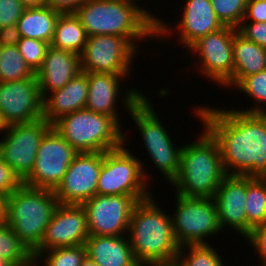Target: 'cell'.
I'll return each instance as SVG.
<instances>
[{
    "label": "cell",
    "mask_w": 266,
    "mask_h": 266,
    "mask_svg": "<svg viewBox=\"0 0 266 266\" xmlns=\"http://www.w3.org/2000/svg\"><path fill=\"white\" fill-rule=\"evenodd\" d=\"M17 46L26 64L36 73L50 44L37 39L21 37Z\"/></svg>",
    "instance_id": "obj_34"
},
{
    "label": "cell",
    "mask_w": 266,
    "mask_h": 266,
    "mask_svg": "<svg viewBox=\"0 0 266 266\" xmlns=\"http://www.w3.org/2000/svg\"><path fill=\"white\" fill-rule=\"evenodd\" d=\"M237 90H241L252 98L254 108L240 109L238 111L246 113L266 114V69L263 71L245 77L237 86Z\"/></svg>",
    "instance_id": "obj_32"
},
{
    "label": "cell",
    "mask_w": 266,
    "mask_h": 266,
    "mask_svg": "<svg viewBox=\"0 0 266 266\" xmlns=\"http://www.w3.org/2000/svg\"><path fill=\"white\" fill-rule=\"evenodd\" d=\"M223 263L213 246L198 244L181 246L175 264L177 266H224Z\"/></svg>",
    "instance_id": "obj_30"
},
{
    "label": "cell",
    "mask_w": 266,
    "mask_h": 266,
    "mask_svg": "<svg viewBox=\"0 0 266 266\" xmlns=\"http://www.w3.org/2000/svg\"><path fill=\"white\" fill-rule=\"evenodd\" d=\"M6 224V206L0 205V228Z\"/></svg>",
    "instance_id": "obj_44"
},
{
    "label": "cell",
    "mask_w": 266,
    "mask_h": 266,
    "mask_svg": "<svg viewBox=\"0 0 266 266\" xmlns=\"http://www.w3.org/2000/svg\"><path fill=\"white\" fill-rule=\"evenodd\" d=\"M87 215L82 205L58 204L45 228L33 258L44 250L85 244L89 237Z\"/></svg>",
    "instance_id": "obj_17"
},
{
    "label": "cell",
    "mask_w": 266,
    "mask_h": 266,
    "mask_svg": "<svg viewBox=\"0 0 266 266\" xmlns=\"http://www.w3.org/2000/svg\"><path fill=\"white\" fill-rule=\"evenodd\" d=\"M85 257L86 249L84 244L72 247L52 248L39 253L34 258V265H37L42 258L45 264L43 266H81Z\"/></svg>",
    "instance_id": "obj_31"
},
{
    "label": "cell",
    "mask_w": 266,
    "mask_h": 266,
    "mask_svg": "<svg viewBox=\"0 0 266 266\" xmlns=\"http://www.w3.org/2000/svg\"><path fill=\"white\" fill-rule=\"evenodd\" d=\"M197 141L184 144L180 171L170 184L184 197L214 198L216 190L227 175L222 164L218 142L204 128Z\"/></svg>",
    "instance_id": "obj_4"
},
{
    "label": "cell",
    "mask_w": 266,
    "mask_h": 266,
    "mask_svg": "<svg viewBox=\"0 0 266 266\" xmlns=\"http://www.w3.org/2000/svg\"><path fill=\"white\" fill-rule=\"evenodd\" d=\"M183 17L176 23L179 30V40L182 45L189 48L199 38L219 31L223 24L218 20L213 10L211 0H186ZM181 29V30H180Z\"/></svg>",
    "instance_id": "obj_20"
},
{
    "label": "cell",
    "mask_w": 266,
    "mask_h": 266,
    "mask_svg": "<svg viewBox=\"0 0 266 266\" xmlns=\"http://www.w3.org/2000/svg\"><path fill=\"white\" fill-rule=\"evenodd\" d=\"M74 13L87 36H122L136 49L139 41L156 38V25L136 5L128 2L88 0Z\"/></svg>",
    "instance_id": "obj_3"
},
{
    "label": "cell",
    "mask_w": 266,
    "mask_h": 266,
    "mask_svg": "<svg viewBox=\"0 0 266 266\" xmlns=\"http://www.w3.org/2000/svg\"><path fill=\"white\" fill-rule=\"evenodd\" d=\"M137 50L125 37L116 35L88 36L80 54L83 72L111 73L129 76ZM135 55V56H134Z\"/></svg>",
    "instance_id": "obj_11"
},
{
    "label": "cell",
    "mask_w": 266,
    "mask_h": 266,
    "mask_svg": "<svg viewBox=\"0 0 266 266\" xmlns=\"http://www.w3.org/2000/svg\"><path fill=\"white\" fill-rule=\"evenodd\" d=\"M152 199L153 195L135 204L127 230L128 241L141 266L174 264L180 246L174 237L171 216Z\"/></svg>",
    "instance_id": "obj_2"
},
{
    "label": "cell",
    "mask_w": 266,
    "mask_h": 266,
    "mask_svg": "<svg viewBox=\"0 0 266 266\" xmlns=\"http://www.w3.org/2000/svg\"><path fill=\"white\" fill-rule=\"evenodd\" d=\"M84 245L86 256L98 266H141L136 261L125 235H90Z\"/></svg>",
    "instance_id": "obj_22"
},
{
    "label": "cell",
    "mask_w": 266,
    "mask_h": 266,
    "mask_svg": "<svg viewBox=\"0 0 266 266\" xmlns=\"http://www.w3.org/2000/svg\"><path fill=\"white\" fill-rule=\"evenodd\" d=\"M103 152H81L72 160L54 190L59 204L82 205L97 194Z\"/></svg>",
    "instance_id": "obj_16"
},
{
    "label": "cell",
    "mask_w": 266,
    "mask_h": 266,
    "mask_svg": "<svg viewBox=\"0 0 266 266\" xmlns=\"http://www.w3.org/2000/svg\"><path fill=\"white\" fill-rule=\"evenodd\" d=\"M25 8L21 0H0V28L16 25Z\"/></svg>",
    "instance_id": "obj_35"
},
{
    "label": "cell",
    "mask_w": 266,
    "mask_h": 266,
    "mask_svg": "<svg viewBox=\"0 0 266 266\" xmlns=\"http://www.w3.org/2000/svg\"><path fill=\"white\" fill-rule=\"evenodd\" d=\"M85 28L75 13H60L50 46L80 55L87 42Z\"/></svg>",
    "instance_id": "obj_26"
},
{
    "label": "cell",
    "mask_w": 266,
    "mask_h": 266,
    "mask_svg": "<svg viewBox=\"0 0 266 266\" xmlns=\"http://www.w3.org/2000/svg\"><path fill=\"white\" fill-rule=\"evenodd\" d=\"M124 145L126 144L118 149L103 152L97 194L152 196L151 191H147L150 177L144 170V162L141 163Z\"/></svg>",
    "instance_id": "obj_8"
},
{
    "label": "cell",
    "mask_w": 266,
    "mask_h": 266,
    "mask_svg": "<svg viewBox=\"0 0 266 266\" xmlns=\"http://www.w3.org/2000/svg\"><path fill=\"white\" fill-rule=\"evenodd\" d=\"M52 127L79 153L111 151L127 142L123 126L86 108L60 117Z\"/></svg>",
    "instance_id": "obj_7"
},
{
    "label": "cell",
    "mask_w": 266,
    "mask_h": 266,
    "mask_svg": "<svg viewBox=\"0 0 266 266\" xmlns=\"http://www.w3.org/2000/svg\"><path fill=\"white\" fill-rule=\"evenodd\" d=\"M150 196L98 195L85 201L89 235H127L131 213L138 201ZM122 234V235H121Z\"/></svg>",
    "instance_id": "obj_13"
},
{
    "label": "cell",
    "mask_w": 266,
    "mask_h": 266,
    "mask_svg": "<svg viewBox=\"0 0 266 266\" xmlns=\"http://www.w3.org/2000/svg\"><path fill=\"white\" fill-rule=\"evenodd\" d=\"M27 78H36V76L26 64L18 46H1L0 82L18 81Z\"/></svg>",
    "instance_id": "obj_29"
},
{
    "label": "cell",
    "mask_w": 266,
    "mask_h": 266,
    "mask_svg": "<svg viewBox=\"0 0 266 266\" xmlns=\"http://www.w3.org/2000/svg\"><path fill=\"white\" fill-rule=\"evenodd\" d=\"M20 39L21 36L17 24L0 28V47L17 45Z\"/></svg>",
    "instance_id": "obj_42"
},
{
    "label": "cell",
    "mask_w": 266,
    "mask_h": 266,
    "mask_svg": "<svg viewBox=\"0 0 266 266\" xmlns=\"http://www.w3.org/2000/svg\"><path fill=\"white\" fill-rule=\"evenodd\" d=\"M242 21L266 22V0H248Z\"/></svg>",
    "instance_id": "obj_39"
},
{
    "label": "cell",
    "mask_w": 266,
    "mask_h": 266,
    "mask_svg": "<svg viewBox=\"0 0 266 266\" xmlns=\"http://www.w3.org/2000/svg\"><path fill=\"white\" fill-rule=\"evenodd\" d=\"M157 266H171V264H168V265H157Z\"/></svg>",
    "instance_id": "obj_48"
},
{
    "label": "cell",
    "mask_w": 266,
    "mask_h": 266,
    "mask_svg": "<svg viewBox=\"0 0 266 266\" xmlns=\"http://www.w3.org/2000/svg\"><path fill=\"white\" fill-rule=\"evenodd\" d=\"M245 239H248L249 244H252L255 252L260 255L261 263H263L261 266H266V223L253 228Z\"/></svg>",
    "instance_id": "obj_38"
},
{
    "label": "cell",
    "mask_w": 266,
    "mask_h": 266,
    "mask_svg": "<svg viewBox=\"0 0 266 266\" xmlns=\"http://www.w3.org/2000/svg\"><path fill=\"white\" fill-rule=\"evenodd\" d=\"M247 236L252 229L266 223V179L247 176Z\"/></svg>",
    "instance_id": "obj_27"
},
{
    "label": "cell",
    "mask_w": 266,
    "mask_h": 266,
    "mask_svg": "<svg viewBox=\"0 0 266 266\" xmlns=\"http://www.w3.org/2000/svg\"><path fill=\"white\" fill-rule=\"evenodd\" d=\"M175 195L176 212L171 219L178 245L209 244L205 238L222 231L214 199Z\"/></svg>",
    "instance_id": "obj_9"
},
{
    "label": "cell",
    "mask_w": 266,
    "mask_h": 266,
    "mask_svg": "<svg viewBox=\"0 0 266 266\" xmlns=\"http://www.w3.org/2000/svg\"><path fill=\"white\" fill-rule=\"evenodd\" d=\"M59 14L60 12L48 5L25 8L17 22L20 36L41 40L50 44Z\"/></svg>",
    "instance_id": "obj_25"
},
{
    "label": "cell",
    "mask_w": 266,
    "mask_h": 266,
    "mask_svg": "<svg viewBox=\"0 0 266 266\" xmlns=\"http://www.w3.org/2000/svg\"><path fill=\"white\" fill-rule=\"evenodd\" d=\"M88 0H47V5L60 13H74Z\"/></svg>",
    "instance_id": "obj_41"
},
{
    "label": "cell",
    "mask_w": 266,
    "mask_h": 266,
    "mask_svg": "<svg viewBox=\"0 0 266 266\" xmlns=\"http://www.w3.org/2000/svg\"><path fill=\"white\" fill-rule=\"evenodd\" d=\"M81 266H98V265L95 264L94 261H92L90 258H88V257L86 256L85 259L82 261Z\"/></svg>",
    "instance_id": "obj_45"
},
{
    "label": "cell",
    "mask_w": 266,
    "mask_h": 266,
    "mask_svg": "<svg viewBox=\"0 0 266 266\" xmlns=\"http://www.w3.org/2000/svg\"><path fill=\"white\" fill-rule=\"evenodd\" d=\"M123 98L126 111L137 125L143 138V143L148 155L152 159L155 167L163 173L169 185L176 179L180 171L181 147H175L171 135L163 126L156 114L150 100L139 90L129 89L124 93Z\"/></svg>",
    "instance_id": "obj_5"
},
{
    "label": "cell",
    "mask_w": 266,
    "mask_h": 266,
    "mask_svg": "<svg viewBox=\"0 0 266 266\" xmlns=\"http://www.w3.org/2000/svg\"><path fill=\"white\" fill-rule=\"evenodd\" d=\"M26 8L43 7L47 5V0H21Z\"/></svg>",
    "instance_id": "obj_43"
},
{
    "label": "cell",
    "mask_w": 266,
    "mask_h": 266,
    "mask_svg": "<svg viewBox=\"0 0 266 266\" xmlns=\"http://www.w3.org/2000/svg\"><path fill=\"white\" fill-rule=\"evenodd\" d=\"M43 116L37 78L0 82V125L30 123Z\"/></svg>",
    "instance_id": "obj_15"
},
{
    "label": "cell",
    "mask_w": 266,
    "mask_h": 266,
    "mask_svg": "<svg viewBox=\"0 0 266 266\" xmlns=\"http://www.w3.org/2000/svg\"><path fill=\"white\" fill-rule=\"evenodd\" d=\"M78 153L51 127L40 142L33 169L23 184L54 191Z\"/></svg>",
    "instance_id": "obj_12"
},
{
    "label": "cell",
    "mask_w": 266,
    "mask_h": 266,
    "mask_svg": "<svg viewBox=\"0 0 266 266\" xmlns=\"http://www.w3.org/2000/svg\"><path fill=\"white\" fill-rule=\"evenodd\" d=\"M88 96L85 108L96 113L112 117L120 126L121 121L117 113L116 99L119 96V81L124 76L111 73L87 72ZM122 79V80H121Z\"/></svg>",
    "instance_id": "obj_23"
},
{
    "label": "cell",
    "mask_w": 266,
    "mask_h": 266,
    "mask_svg": "<svg viewBox=\"0 0 266 266\" xmlns=\"http://www.w3.org/2000/svg\"><path fill=\"white\" fill-rule=\"evenodd\" d=\"M237 31L246 39L266 49V22L242 21Z\"/></svg>",
    "instance_id": "obj_36"
},
{
    "label": "cell",
    "mask_w": 266,
    "mask_h": 266,
    "mask_svg": "<svg viewBox=\"0 0 266 266\" xmlns=\"http://www.w3.org/2000/svg\"><path fill=\"white\" fill-rule=\"evenodd\" d=\"M58 204L53 190L22 184L5 198L6 224L32 252L40 244Z\"/></svg>",
    "instance_id": "obj_6"
},
{
    "label": "cell",
    "mask_w": 266,
    "mask_h": 266,
    "mask_svg": "<svg viewBox=\"0 0 266 266\" xmlns=\"http://www.w3.org/2000/svg\"><path fill=\"white\" fill-rule=\"evenodd\" d=\"M246 197L247 176L226 175L213 198L222 230L228 226L244 238L247 237Z\"/></svg>",
    "instance_id": "obj_18"
},
{
    "label": "cell",
    "mask_w": 266,
    "mask_h": 266,
    "mask_svg": "<svg viewBox=\"0 0 266 266\" xmlns=\"http://www.w3.org/2000/svg\"><path fill=\"white\" fill-rule=\"evenodd\" d=\"M43 98V116L51 125L60 117L84 109L88 96L87 72L81 71L63 88Z\"/></svg>",
    "instance_id": "obj_21"
},
{
    "label": "cell",
    "mask_w": 266,
    "mask_h": 266,
    "mask_svg": "<svg viewBox=\"0 0 266 266\" xmlns=\"http://www.w3.org/2000/svg\"><path fill=\"white\" fill-rule=\"evenodd\" d=\"M236 31V28L224 26L199 38L188 48L193 55L199 56L201 74L224 87L233 77V37Z\"/></svg>",
    "instance_id": "obj_14"
},
{
    "label": "cell",
    "mask_w": 266,
    "mask_h": 266,
    "mask_svg": "<svg viewBox=\"0 0 266 266\" xmlns=\"http://www.w3.org/2000/svg\"><path fill=\"white\" fill-rule=\"evenodd\" d=\"M196 109L203 128L218 142L227 175L266 177V114L207 106Z\"/></svg>",
    "instance_id": "obj_1"
},
{
    "label": "cell",
    "mask_w": 266,
    "mask_h": 266,
    "mask_svg": "<svg viewBox=\"0 0 266 266\" xmlns=\"http://www.w3.org/2000/svg\"><path fill=\"white\" fill-rule=\"evenodd\" d=\"M233 77L225 84L235 88L245 77L266 69V49L251 42L238 31L233 37Z\"/></svg>",
    "instance_id": "obj_24"
},
{
    "label": "cell",
    "mask_w": 266,
    "mask_h": 266,
    "mask_svg": "<svg viewBox=\"0 0 266 266\" xmlns=\"http://www.w3.org/2000/svg\"><path fill=\"white\" fill-rule=\"evenodd\" d=\"M0 205H5V198L0 195Z\"/></svg>",
    "instance_id": "obj_47"
},
{
    "label": "cell",
    "mask_w": 266,
    "mask_h": 266,
    "mask_svg": "<svg viewBox=\"0 0 266 266\" xmlns=\"http://www.w3.org/2000/svg\"><path fill=\"white\" fill-rule=\"evenodd\" d=\"M22 184L20 178L0 157V195L6 198Z\"/></svg>",
    "instance_id": "obj_37"
},
{
    "label": "cell",
    "mask_w": 266,
    "mask_h": 266,
    "mask_svg": "<svg viewBox=\"0 0 266 266\" xmlns=\"http://www.w3.org/2000/svg\"><path fill=\"white\" fill-rule=\"evenodd\" d=\"M80 72V55L49 46L40 68L35 73L42 98L63 88Z\"/></svg>",
    "instance_id": "obj_19"
},
{
    "label": "cell",
    "mask_w": 266,
    "mask_h": 266,
    "mask_svg": "<svg viewBox=\"0 0 266 266\" xmlns=\"http://www.w3.org/2000/svg\"><path fill=\"white\" fill-rule=\"evenodd\" d=\"M248 0H211L213 10L223 26L238 28L241 24Z\"/></svg>",
    "instance_id": "obj_33"
},
{
    "label": "cell",
    "mask_w": 266,
    "mask_h": 266,
    "mask_svg": "<svg viewBox=\"0 0 266 266\" xmlns=\"http://www.w3.org/2000/svg\"><path fill=\"white\" fill-rule=\"evenodd\" d=\"M0 266H12L7 260L0 257Z\"/></svg>",
    "instance_id": "obj_46"
},
{
    "label": "cell",
    "mask_w": 266,
    "mask_h": 266,
    "mask_svg": "<svg viewBox=\"0 0 266 266\" xmlns=\"http://www.w3.org/2000/svg\"><path fill=\"white\" fill-rule=\"evenodd\" d=\"M118 1H124V2L131 3L133 5H136L156 25V38L157 39H159V38L163 39V36H165V37H166V35L170 36L172 33H174V32H172V27L171 28L168 27L169 25H167V23H164L162 21L163 18L158 19L157 16L155 17V15H153L152 13H150L146 9H143L144 7L141 8L140 5L136 4V0H118Z\"/></svg>",
    "instance_id": "obj_40"
},
{
    "label": "cell",
    "mask_w": 266,
    "mask_h": 266,
    "mask_svg": "<svg viewBox=\"0 0 266 266\" xmlns=\"http://www.w3.org/2000/svg\"><path fill=\"white\" fill-rule=\"evenodd\" d=\"M0 257L12 266H34L32 252L8 224L0 228Z\"/></svg>",
    "instance_id": "obj_28"
},
{
    "label": "cell",
    "mask_w": 266,
    "mask_h": 266,
    "mask_svg": "<svg viewBox=\"0 0 266 266\" xmlns=\"http://www.w3.org/2000/svg\"><path fill=\"white\" fill-rule=\"evenodd\" d=\"M52 127L44 118L5 126L0 140V157L23 182L31 173L40 142Z\"/></svg>",
    "instance_id": "obj_10"
}]
</instances>
